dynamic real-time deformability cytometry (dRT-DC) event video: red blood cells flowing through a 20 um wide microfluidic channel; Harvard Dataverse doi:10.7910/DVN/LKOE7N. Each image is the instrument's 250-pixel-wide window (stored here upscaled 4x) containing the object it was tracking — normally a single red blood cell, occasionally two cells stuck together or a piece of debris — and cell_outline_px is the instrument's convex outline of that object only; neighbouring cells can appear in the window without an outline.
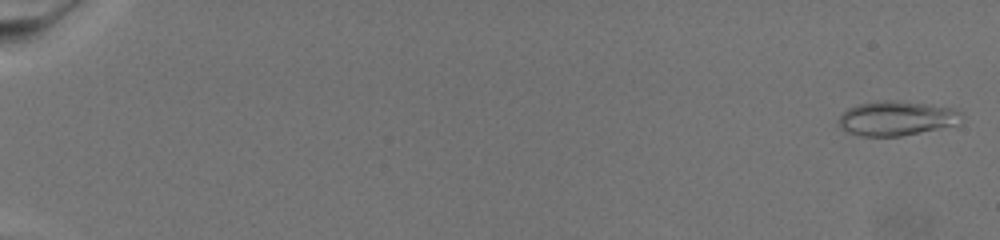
{"species": "common noctule bat (a hibernating species)", "species_latin": "Nyctalus noctula", "temperature_condition": "warm", "stored_images_in_passage": 73, "camera_frame_rate_fps": 3000, "um_per_image_px": 0.085, "animal": {"sex": "female", "body_mass_g": 19.5, "forearm_length_mm": 54.1}, "frame": {"image": 1, "passage_image": 2, "time_ms": 0.333, "image_size_px": [1000, 240], "cell_outline_px": [[964, 116], [960, 124], [900, 136], [860, 136], [848, 132], [840, 128], [836, 120], [848, 108], [860, 104], [884, 100], [892, 100], [924, 104], [952, 108], [960, 112]], "centroid_in_image_um": [76.2, 10.07], "position_along_channel_um": 8.8, "area_um2": 24.62}}
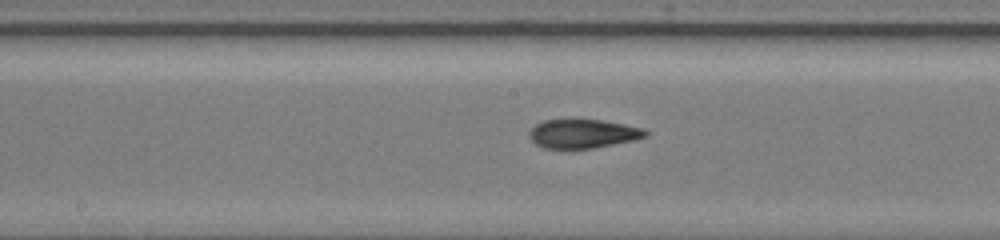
{"frame": {"image": 2, "passage_image": 42, "time_ms": 13.667, "image_size_px": [1000, 240], "cell_outline_px": [[648, 136], [636, 140], [572, 152], [564, 152], [540, 148], [528, 136], [528, 132], [536, 124], [544, 120], [600, 120], [624, 124], [644, 128], [648, 132]], "centroid_in_image_um": [49.51, 11.43], "position_along_channel_um": 198.7, "area_um2": 20.46}}
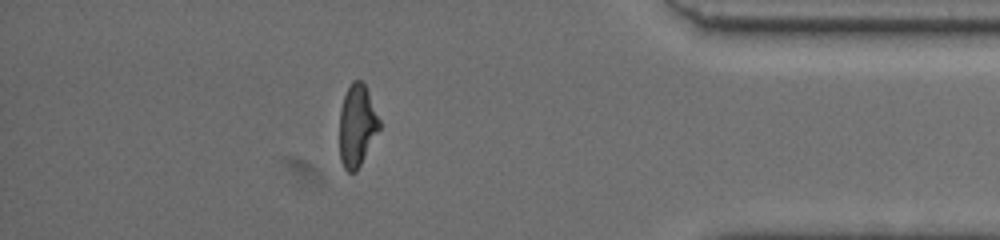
{"frame": {"image": 3, "passage_image": 65, "time_ms": 21.333, "image_size_px": [1000, 240], "cell_outline_px": [[380, 128], [356, 172], [348, 172], [344, 168], [340, 160], [340, 108], [344, 96], [352, 80], [360, 80], [364, 84], [368, 92], [380, 120]], "centroid_in_image_um": [30.34, 10.68], "position_along_channel_um": 404.9, "area_um2": 18.84}}